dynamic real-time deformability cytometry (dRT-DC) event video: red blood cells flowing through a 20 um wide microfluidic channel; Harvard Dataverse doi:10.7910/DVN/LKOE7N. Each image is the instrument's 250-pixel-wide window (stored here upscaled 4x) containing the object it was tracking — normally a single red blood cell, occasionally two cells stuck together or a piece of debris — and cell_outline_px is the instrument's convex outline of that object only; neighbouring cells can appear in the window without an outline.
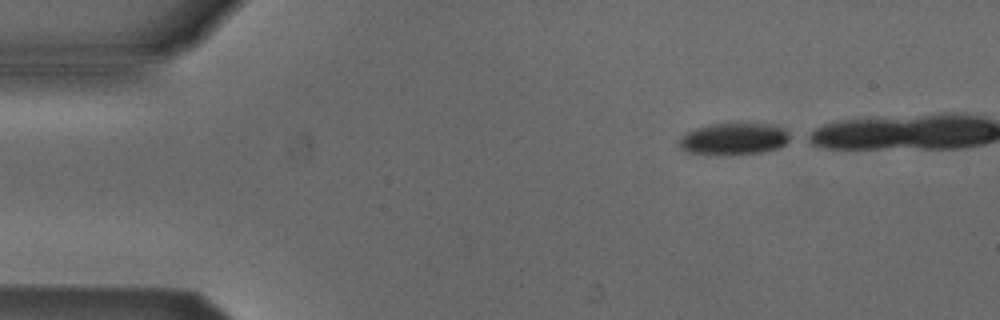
{"species": "Egyptian fruit bat (a non-hibernating species)", "species_latin": "Rousettus aegyptiacus", "temperature_condition": "cold", "stored_images_in_passage": 6, "camera_frame_rate_fps": 3000, "um_per_image_px": 0.085, "animal": {"sex": "male"}, "frame": {"image": 1, "passage_image": 1, "time_ms": 0.0, "image_size_px": [1000, 320], "cell_outline_px": [[796, 136], [792, 140], [776, 148], [760, 152], [716, 156], [688, 152], [680, 148], [676, 144], [688, 132], [696, 128], [712, 124], [768, 124], [784, 128]], "centroid_in_image_um": [62.42, 11.82], "position_along_channel_um": 22.6, "area_um2": 20.75}}